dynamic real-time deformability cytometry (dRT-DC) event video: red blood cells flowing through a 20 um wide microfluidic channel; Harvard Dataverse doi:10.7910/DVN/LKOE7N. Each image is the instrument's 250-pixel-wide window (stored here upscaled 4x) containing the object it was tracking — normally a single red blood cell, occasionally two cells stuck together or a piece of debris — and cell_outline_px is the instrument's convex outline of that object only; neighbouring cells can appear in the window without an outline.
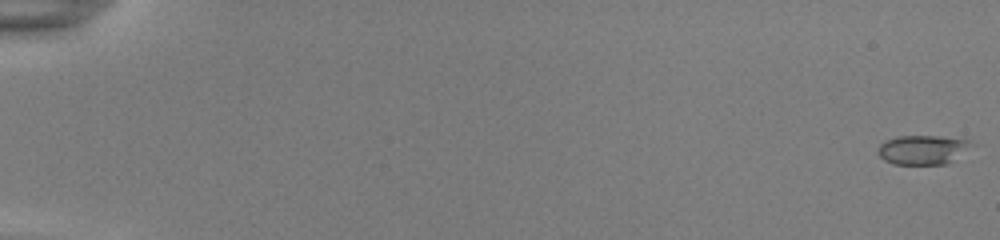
{"species": "common noctule bat (a hibernating species)", "species_latin": "Nyctalus noctula", "temperature_condition": "room temperature", "stored_images_in_passage": 55, "camera_frame_rate_fps": 3000, "um_per_image_px": 0.085, "animal": {"sex": "female", "body_mass_g": 22.0, "forearm_length_mm": 56.7}, "frame": {"image": 1, "passage_image": 1, "time_ms": 0.0, "image_size_px": [1000, 240], "cell_outline_px": [[976, 144], [948, 164], [892, 164], [884, 160], [876, 152], [880, 144], [896, 136], [936, 136], [968, 140]], "centroid_in_image_um": [78.44, 12.73], "position_along_channel_um": 6.6, "area_um2": 16.01}}
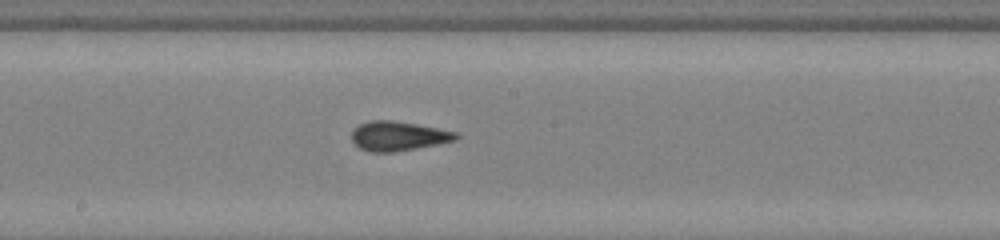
{"frame": {"image": 2, "passage_image": 32, "time_ms": 10.333, "image_size_px": [1000, 240], "cell_outline_px": [[460, 136], [456, 140], [436, 144], [392, 152], [372, 152], [360, 148], [352, 140], [352, 128], [368, 120], [392, 120], [416, 124], [456, 132]], "centroid_in_image_um": [33.81, 11.55], "position_along_channel_um": 214.4, "area_um2": 17.69}}
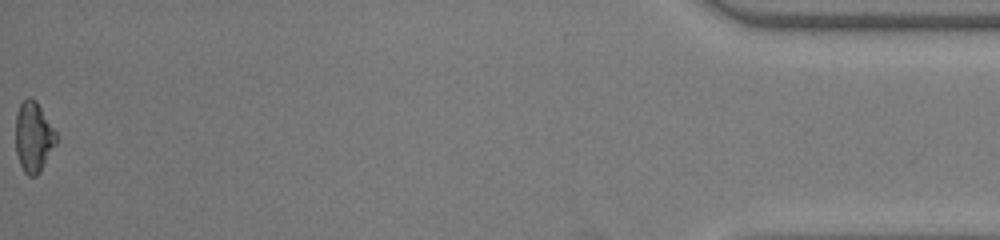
{"frame": {"image": 3, "passage_image": 55, "time_ms": 18.0, "image_size_px": [1000, 240], "cell_outline_px": [[60, 140], [40, 172], [36, 176], [28, 176], [24, 172], [20, 164], [16, 152], [16, 112], [20, 104], [28, 96], [36, 100], [56, 132]], "centroid_in_image_um": [2.88, 11.66], "position_along_channel_um": 432.3, "area_um2": 16.94}, "authors_computed_cell_mechanics": {"area_um2": 17.051, "velocity_mm_per_s": 3.8966, "shape_relaxation_time_tau1_ms": null, "shape_relaxation_time_tau2_ms": 0.9278, "deformation_change_tau1": null, "deformation_change_tau2": 0.0419}}